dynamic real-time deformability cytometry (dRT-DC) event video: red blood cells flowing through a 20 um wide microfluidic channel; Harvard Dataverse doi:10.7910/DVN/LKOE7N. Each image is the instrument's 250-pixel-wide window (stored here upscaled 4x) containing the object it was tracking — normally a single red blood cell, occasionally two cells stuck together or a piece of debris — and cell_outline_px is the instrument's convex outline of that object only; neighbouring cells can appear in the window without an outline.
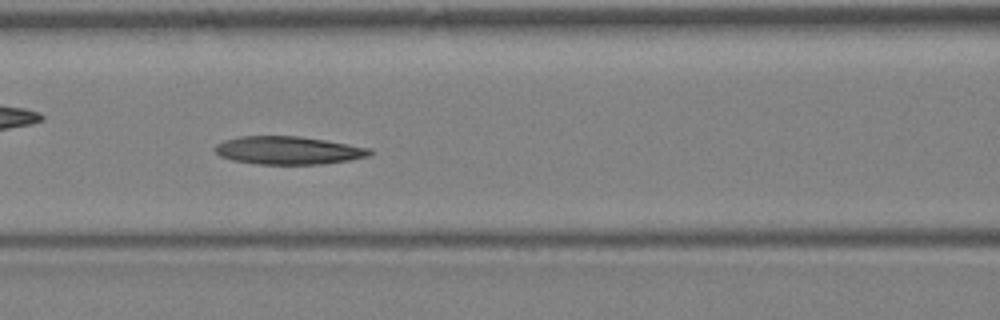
{"species": "Egyptian fruit bat (a non-hibernating species)", "species_latin": "Rousettus aegyptiacus", "temperature_condition": "warm", "stored_images_in_passage": 13, "camera_frame_rate_fps": 3000, "um_per_image_px": 0.085, "animal": {"sex": "female"}, "frame": {"image": 1, "passage_image": 11, "time_ms": 3.333, "image_size_px": [1000, 320], "cell_outline_px": [[372, 152], [368, 156], [348, 160], [320, 164], [256, 164], [232, 160], [220, 156], [216, 152], [216, 144], [224, 140], [240, 136], [300, 136], [372, 148]], "centroid_in_image_um": [24.49, 12.78], "position_along_channel_um": 142.1, "area_um2": 25.14}}
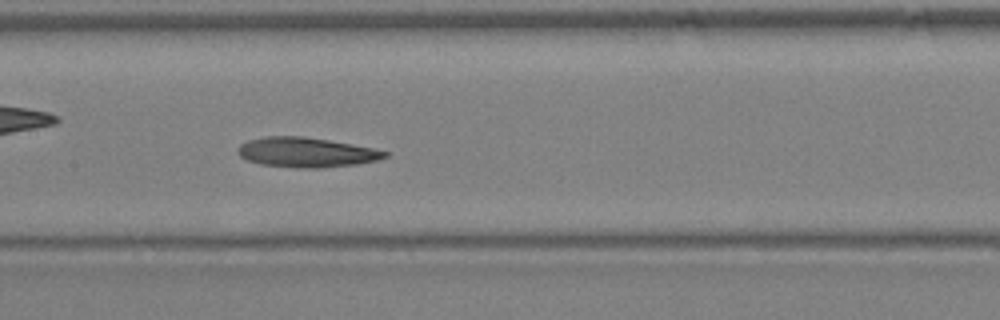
{"frame": {"image": 2, "passage_image": 13, "time_ms": 4.0, "image_size_px": [1000, 320], "cell_outline_px": [[388, 156], [376, 160], [356, 164], [316, 168], [304, 168], [260, 164], [248, 160], [240, 156], [236, 152], [240, 144], [248, 140], [264, 136], [304, 136], [352, 144], [372, 148], [388, 152]], "centroid_in_image_um": [25.99, 12.94], "position_along_channel_um": 181.4, "area_um2": 25.32}}